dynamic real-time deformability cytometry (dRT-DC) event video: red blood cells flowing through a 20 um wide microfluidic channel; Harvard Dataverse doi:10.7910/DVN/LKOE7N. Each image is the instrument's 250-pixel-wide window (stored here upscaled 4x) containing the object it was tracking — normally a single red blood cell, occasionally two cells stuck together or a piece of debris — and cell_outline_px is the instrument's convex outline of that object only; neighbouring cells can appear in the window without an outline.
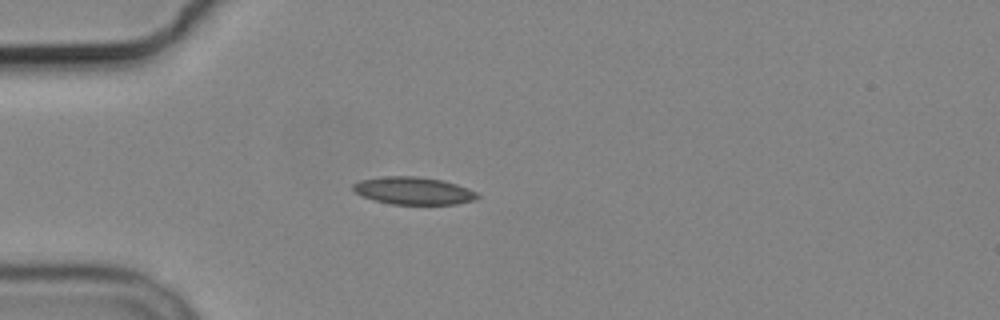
{"species": "common noctule bat (a hibernating species)", "species_latin": "Nyctalus noctula", "temperature_condition": "cold", "stored_images_in_passage": 2, "camera_frame_rate_fps": 3000, "um_per_image_px": 0.085, "animal": {"sex": "male", "body_mass_g": 19.2, "forearm_length_mm": 51.8}, "frame": {"image": 1, "passage_image": 1, "time_ms": 0.0, "image_size_px": [1000, 320], "cell_outline_px": [[480, 196], [476, 200], [456, 204], [392, 204], [372, 200], [360, 196], [352, 188], [352, 184], [360, 180], [388, 176], [412, 176], [440, 180], [456, 184], [468, 188], [476, 192]], "centroid_in_image_um": [35.13, 16.22], "position_along_channel_um": 49.9, "area_um2": 19.88}}